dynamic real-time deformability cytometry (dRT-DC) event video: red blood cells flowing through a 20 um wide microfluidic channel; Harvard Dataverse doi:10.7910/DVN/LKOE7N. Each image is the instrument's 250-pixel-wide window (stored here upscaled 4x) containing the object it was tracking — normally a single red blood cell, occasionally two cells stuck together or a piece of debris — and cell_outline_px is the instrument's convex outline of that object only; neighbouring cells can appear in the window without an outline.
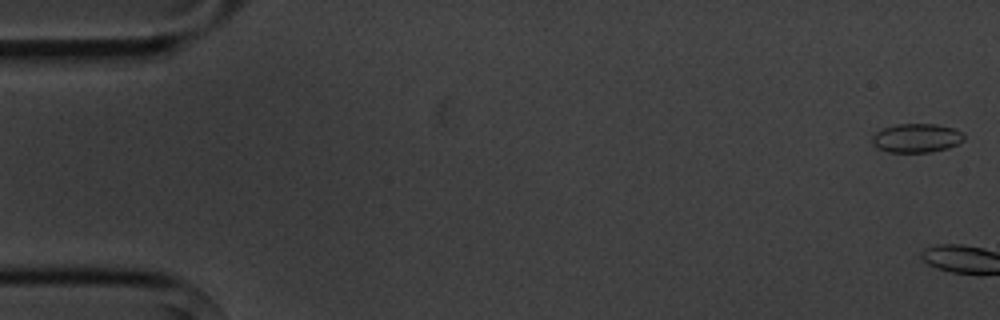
{"species": "common noctule bat (a hibernating species)", "species_latin": "Nyctalus noctula", "temperature_condition": "cold", "stored_images_in_passage": 6, "camera_frame_rate_fps": 3000, "um_per_image_px": 0.085, "animal": {"sex": "male", "body_mass_g": 20.1, "forearm_length_mm": 53.5}, "frame": {"image": 1, "passage_image": 1, "time_ms": 0.0, "image_size_px": [1000, 320], "cell_outline_px": [[964, 140], [948, 148], [932, 152], [888, 152], [876, 148], [872, 144], [872, 136], [876, 132], [884, 128], [896, 124], [936, 124], [952, 128], [964, 132]], "centroid_in_image_um": [77.9, 11.74], "position_along_channel_um": 7.1, "area_um2": 15.55}}